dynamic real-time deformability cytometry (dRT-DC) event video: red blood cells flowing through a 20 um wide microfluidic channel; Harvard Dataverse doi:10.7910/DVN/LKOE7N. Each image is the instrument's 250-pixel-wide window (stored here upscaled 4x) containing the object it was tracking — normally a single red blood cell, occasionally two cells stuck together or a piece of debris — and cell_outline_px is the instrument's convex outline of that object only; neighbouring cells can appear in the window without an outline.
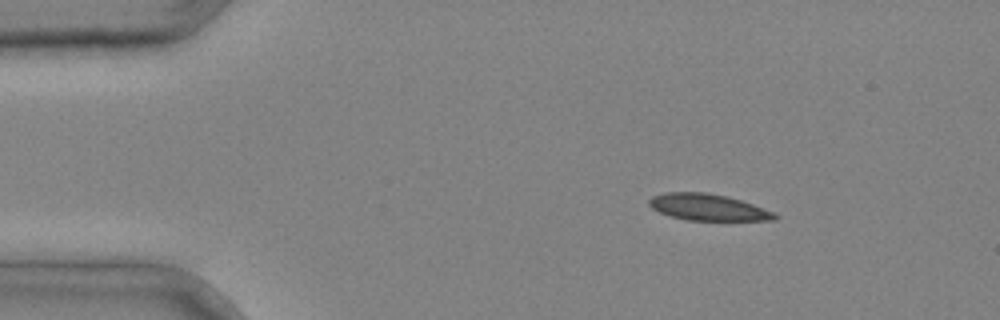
{"species": "common noctule bat (a hibernating species)", "species_latin": "Nyctalus noctula", "temperature_condition": "cold", "stored_images_in_passage": 3, "camera_frame_rate_fps": 3000, "um_per_image_px": 0.085, "animal": {"sex": "male", "body_mass_g": 20.4}, "frame": {"image": 1, "passage_image": 1, "time_ms": 0.0, "image_size_px": [1000, 320], "cell_outline_px": [[780, 216], [776, 220], [688, 220], [672, 216], [660, 212], [652, 208], [648, 204], [648, 200], [652, 196], [664, 192], [708, 192], [728, 196], [776, 212]], "centroid_in_image_um": [60.2, 17.61], "position_along_channel_um": 24.8, "area_um2": 19.48}}
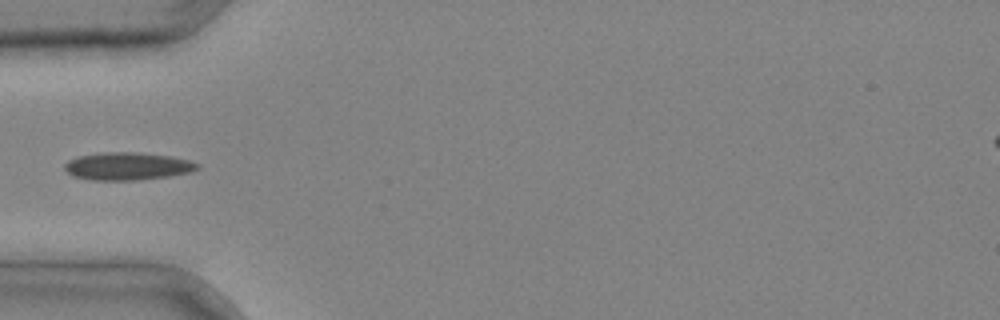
{"frame": {"image": 2, "passage_image": 3, "time_ms": 0.667, "image_size_px": [1000, 320], "cell_outline_px": [[200, 168], [192, 172], [168, 176], [136, 180], [92, 180], [72, 176], [64, 168], [64, 164], [68, 160], [76, 156], [104, 152], [136, 152], [172, 156], [188, 160], [200, 164]], "centroid_in_image_um": [10.83, 14.12], "position_along_channel_um": 74.2, "area_um2": 21.56}}